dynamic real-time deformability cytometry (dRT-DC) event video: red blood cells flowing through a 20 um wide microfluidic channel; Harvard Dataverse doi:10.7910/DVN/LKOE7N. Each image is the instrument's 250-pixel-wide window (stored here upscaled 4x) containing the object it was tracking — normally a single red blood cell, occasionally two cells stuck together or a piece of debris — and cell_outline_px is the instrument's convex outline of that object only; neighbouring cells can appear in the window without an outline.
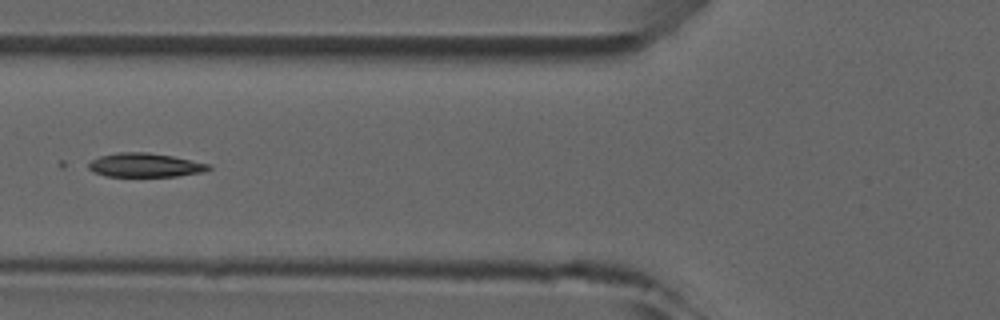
{"species": "common noctule bat (a hibernating species)", "species_latin": "Nyctalus noctula", "temperature_condition": "room temperature", "stored_images_in_passage": 4, "camera_frame_rate_fps": 3000, "um_per_image_px": 0.085, "animal": {"sex": "male", "forearm_length_mm": 52.5}, "frame": {"image": 1, "passage_image": 4, "time_ms": 3.333, "image_size_px": [1000, 320], "cell_outline_px": [[212, 168], [204, 172], [176, 176], [108, 176], [92, 172], [88, 168], [88, 164], [92, 160], [100, 156], [116, 152], [148, 152], [172, 156], [208, 164]], "centroid_in_image_um": [12.3, 14.03], "position_along_channel_um": 113.5, "area_um2": 16.65}}